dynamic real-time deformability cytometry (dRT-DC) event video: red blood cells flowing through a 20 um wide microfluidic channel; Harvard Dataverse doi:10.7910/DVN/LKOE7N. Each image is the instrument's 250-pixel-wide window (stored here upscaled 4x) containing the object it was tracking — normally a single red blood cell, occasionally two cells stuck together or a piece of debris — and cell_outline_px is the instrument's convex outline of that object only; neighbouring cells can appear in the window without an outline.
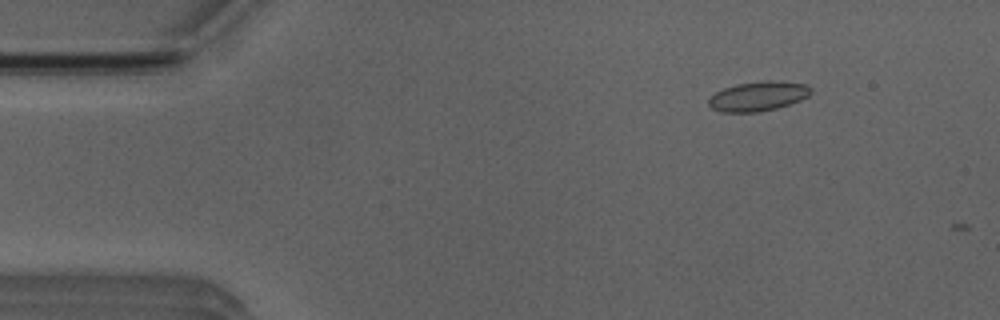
{"species": "Egyptian fruit bat (a non-hibernating species)", "species_latin": "Rousettus aegyptiacus", "temperature_condition": "room temperature", "stored_images_in_passage": 3, "camera_frame_rate_fps": 3000, "um_per_image_px": 0.085, "animal": {"sex": "male"}, "frame": {"image": 1, "passage_image": 2, "time_ms": 1.333, "image_size_px": [1000, 320], "cell_outline_px": [[812, 92], [808, 96], [800, 100], [776, 108], [756, 112], [720, 112], [712, 108], [708, 104], [708, 100], [716, 92], [724, 88], [736, 84], [768, 80], [772, 80], [804, 84]], "centroid_in_image_um": [64.4, 8.18], "position_along_channel_um": 20.6, "area_um2": 17.34}}